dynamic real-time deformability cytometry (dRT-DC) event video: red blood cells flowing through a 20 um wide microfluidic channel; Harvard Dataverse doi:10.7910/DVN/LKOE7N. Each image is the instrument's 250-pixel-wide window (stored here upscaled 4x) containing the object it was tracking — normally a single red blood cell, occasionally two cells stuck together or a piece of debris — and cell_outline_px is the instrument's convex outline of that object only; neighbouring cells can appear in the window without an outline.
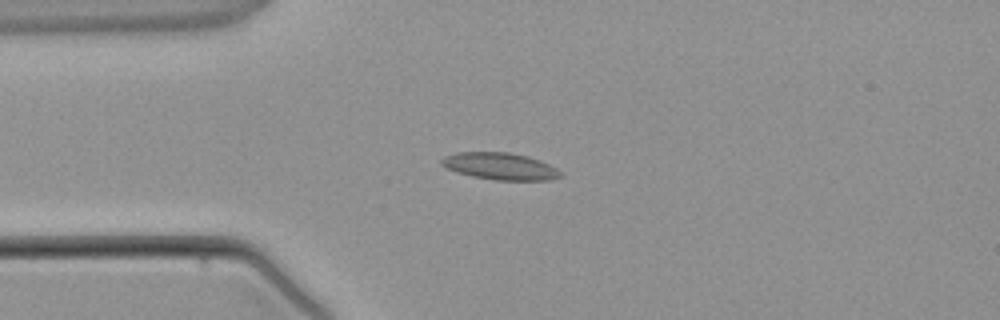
{"species": "common noctule bat (a hibernating species)", "species_latin": "Nyctalus noctula", "temperature_condition": "warm", "stored_images_in_passage": 3, "camera_frame_rate_fps": 3000, "um_per_image_px": 0.085, "animal": {"sex": "male", "body_mass_g": 21.5, "forearm_length_mm": 52.0}, "frame": {"image": 1, "passage_image": 2, "time_ms": 1.333, "image_size_px": [1000, 320], "cell_outline_px": [[560, 176], [548, 180], [496, 180], [472, 176], [456, 172], [440, 164], [440, 160], [444, 156], [456, 152], [508, 152], [528, 156], [540, 160], [556, 168], [560, 172]], "centroid_in_image_um": [42.47, 14.12], "position_along_channel_um": 42.5, "area_um2": 18.61}}